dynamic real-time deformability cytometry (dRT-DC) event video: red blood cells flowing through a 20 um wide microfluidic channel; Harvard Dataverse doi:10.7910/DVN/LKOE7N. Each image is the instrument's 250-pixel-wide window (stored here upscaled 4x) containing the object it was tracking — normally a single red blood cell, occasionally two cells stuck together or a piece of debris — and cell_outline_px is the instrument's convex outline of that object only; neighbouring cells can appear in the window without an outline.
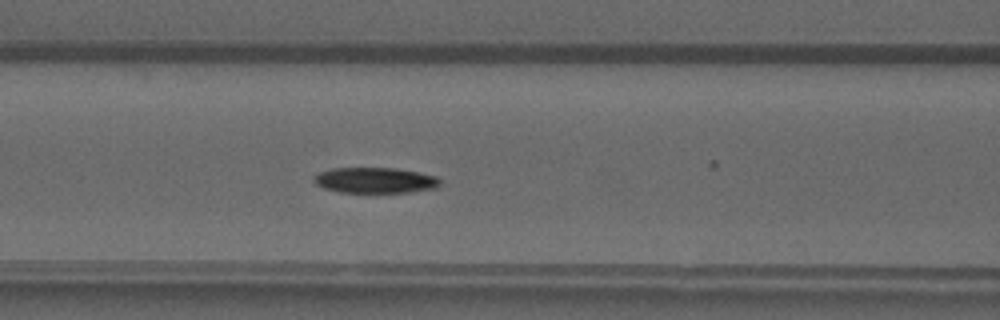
{"species": "common noctule bat (a hibernating species)", "species_latin": "Nyctalus noctula", "temperature_condition": "warm", "stored_images_in_passage": 33, "camera_frame_rate_fps": 3000, "um_per_image_px": 0.085, "animal": {"sex": "male", "forearm_length_mm": 52.5}, "frame": {"image": 1, "passage_image": 20, "time_ms": 6.333, "image_size_px": [1000, 320], "cell_outline_px": [[440, 184], [436, 188], [408, 192], [340, 192], [324, 188], [316, 184], [312, 180], [312, 176], [320, 172], [332, 168], [396, 168], [436, 176], [440, 180]], "centroid_in_image_um": [31.85, 15.32], "position_along_channel_um": 134.8, "area_um2": 18.79}}
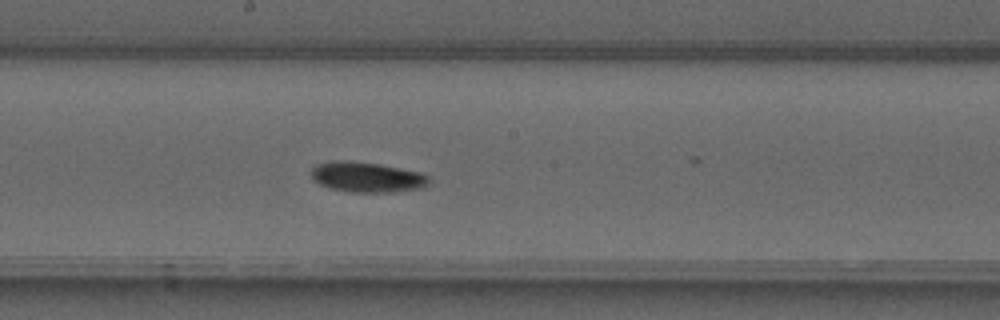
{"frame": {"image": 2, "passage_image": 26, "time_ms": 8.333, "image_size_px": [1000, 320], "cell_outline_px": [[432, 180], [424, 188], [396, 192], [352, 192], [328, 188], [312, 180], [312, 168], [316, 164], [332, 160], [344, 160], [380, 164], [420, 172], [428, 176]], "centroid_in_image_um": [31.21, 15.06], "position_along_channel_um": 217.0, "area_um2": 21.04}}
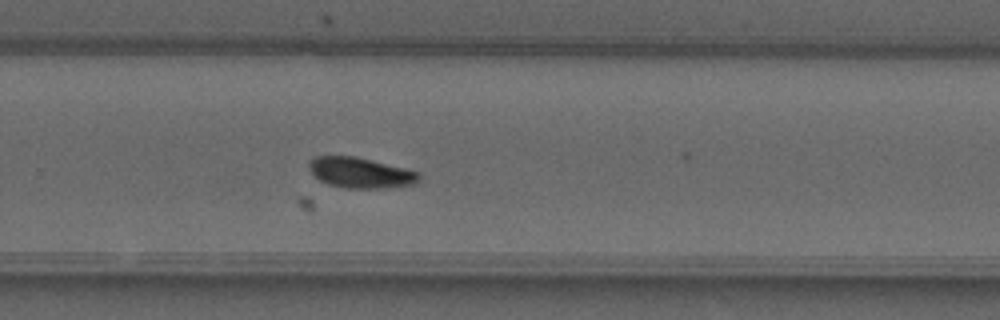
{"frame": {"image": 3, "passage_image": 32, "time_ms": 10.333, "image_size_px": [1000, 320], "cell_outline_px": [[420, 180], [416, 184], [388, 188], [344, 188], [328, 184], [320, 180], [308, 168], [308, 160], [316, 156], [356, 156], [408, 168], [420, 172]], "centroid_in_image_um": [30.69, 14.68], "position_along_channel_um": 299.1, "area_um2": 19.94}}